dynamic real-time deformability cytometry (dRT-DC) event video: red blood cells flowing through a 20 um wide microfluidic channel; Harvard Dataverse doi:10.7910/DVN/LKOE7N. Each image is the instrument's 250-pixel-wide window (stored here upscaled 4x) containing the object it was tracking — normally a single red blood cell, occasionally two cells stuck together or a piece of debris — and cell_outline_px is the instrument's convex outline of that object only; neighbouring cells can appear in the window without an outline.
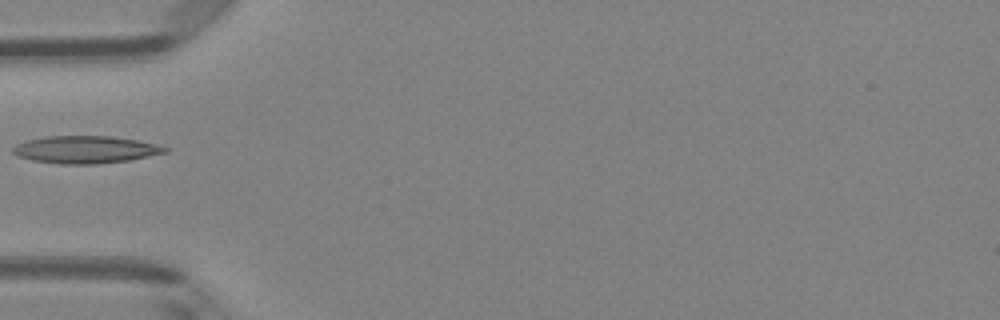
{"species": "Egyptian fruit bat (a non-hibernating species)", "species_latin": "Rousettus aegyptiacus", "temperature_condition": "room temperature", "stored_images_in_passage": 5, "camera_frame_rate_fps": 3000, "um_per_image_px": 0.085, "animal": {"sex": "female"}, "frame": {"image": 1, "passage_image": 5, "time_ms": 1.333, "image_size_px": [1000, 320], "cell_outline_px": [[172, 148], [168, 152], [132, 160], [96, 164], [60, 164], [32, 160], [16, 156], [12, 152], [12, 148], [16, 144], [28, 140], [44, 136], [112, 136], [136, 140], [156, 144]], "centroid_in_image_um": [7.29, 12.72], "position_along_channel_um": 77.7, "area_um2": 24.57}}